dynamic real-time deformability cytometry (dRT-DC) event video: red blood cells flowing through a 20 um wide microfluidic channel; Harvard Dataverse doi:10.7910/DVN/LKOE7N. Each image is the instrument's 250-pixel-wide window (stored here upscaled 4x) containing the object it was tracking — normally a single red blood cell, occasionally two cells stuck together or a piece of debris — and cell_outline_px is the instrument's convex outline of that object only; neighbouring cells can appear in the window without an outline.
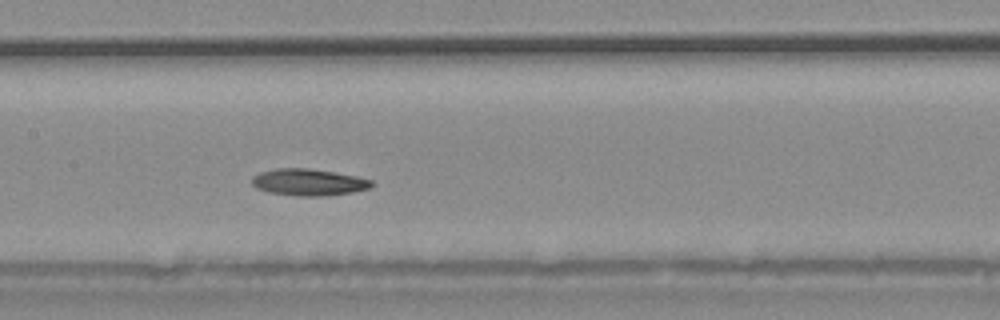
{"species": "common noctule bat (a hibernating species)", "species_latin": "Nyctalus noctula", "temperature_condition": "warm", "stored_images_in_passage": 30, "camera_frame_rate_fps": 3000, "um_per_image_px": 0.085, "animal": {"sex": "male", "body_mass_g": 20.4}, "frame": {"image": 1, "passage_image": 13, "time_ms": 4.0, "image_size_px": [1000, 320], "cell_outline_px": [[372, 184], [368, 188], [352, 192], [328, 196], [296, 196], [268, 192], [256, 188], [252, 184], [252, 176], [260, 172], [276, 168], [308, 168], [356, 176], [372, 180]], "centroid_in_image_um": [26.18, 15.49], "position_along_channel_um": 181.2, "area_um2": 18.61}}